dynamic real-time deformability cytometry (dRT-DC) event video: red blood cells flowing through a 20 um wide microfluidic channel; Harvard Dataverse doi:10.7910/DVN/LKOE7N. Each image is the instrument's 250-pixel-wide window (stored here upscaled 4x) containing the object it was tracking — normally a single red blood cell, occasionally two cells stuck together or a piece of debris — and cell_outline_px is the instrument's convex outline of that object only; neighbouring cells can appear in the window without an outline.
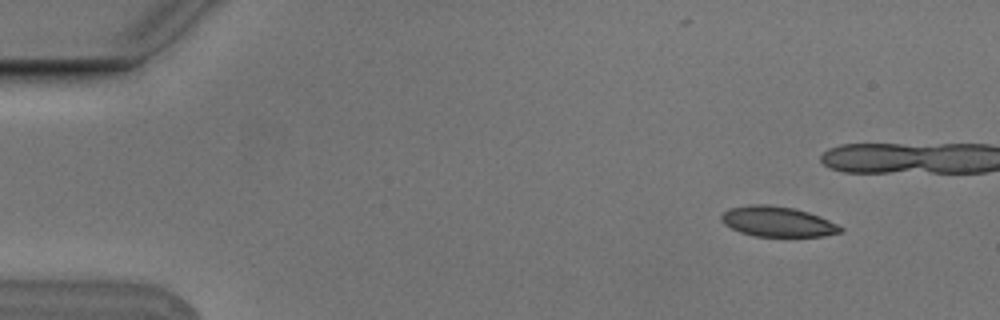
{"species": "Egyptian fruit bat (a non-hibernating species)", "species_latin": "Rousettus aegyptiacus", "temperature_condition": "cold", "stored_images_in_passage": 4, "camera_frame_rate_fps": 3000, "um_per_image_px": 0.085, "animal": {"sex": "male"}, "frame": {"image": 1, "passage_image": 1, "time_ms": 0.0, "image_size_px": [1000, 320], "cell_outline_px": [[844, 232], [824, 236], [756, 236], [740, 232], [724, 224], [720, 220], [720, 216], [724, 212], [732, 208], [752, 204], [768, 204], [792, 208], [808, 212], [820, 216], [844, 228]], "centroid_in_image_um": [66.11, 18.84], "position_along_channel_um": 18.9, "area_um2": 20.87}}